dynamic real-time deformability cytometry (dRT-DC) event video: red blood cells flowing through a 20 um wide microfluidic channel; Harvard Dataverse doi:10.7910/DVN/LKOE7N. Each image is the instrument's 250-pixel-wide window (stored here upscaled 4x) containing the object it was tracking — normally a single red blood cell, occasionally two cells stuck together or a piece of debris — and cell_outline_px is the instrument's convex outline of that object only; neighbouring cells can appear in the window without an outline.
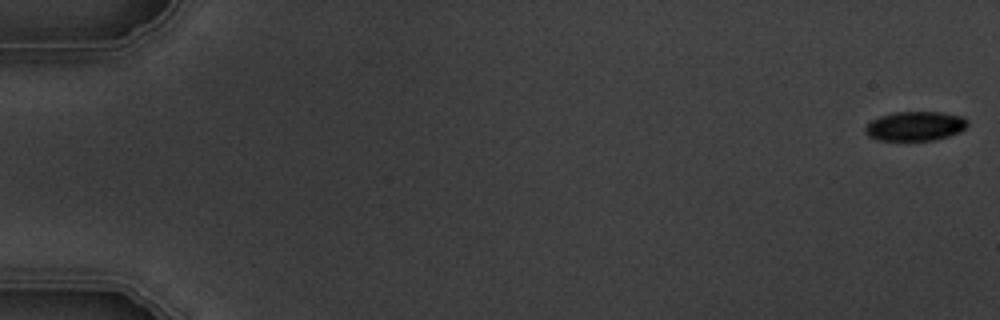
{"species": "common noctule bat (a hibernating species)", "species_latin": "Nyctalus noctula", "temperature_condition": "warm", "stored_images_in_passage": 6, "camera_frame_rate_fps": 3000, "um_per_image_px": 0.085, "animal": {"sex": "male", "body_mass_g": 19.5, "forearm_length_mm": 54.6}, "frame": {"image": 1, "passage_image": 1, "time_ms": 0.0, "image_size_px": [1000, 320], "cell_outline_px": [[968, 124], [960, 132], [948, 136], [932, 140], [880, 140], [868, 136], [864, 128], [872, 120], [880, 116], [892, 112], [940, 112], [964, 116], [968, 120]], "centroid_in_image_um": [77.81, 10.71], "position_along_channel_um": 7.2, "area_um2": 17.46}}
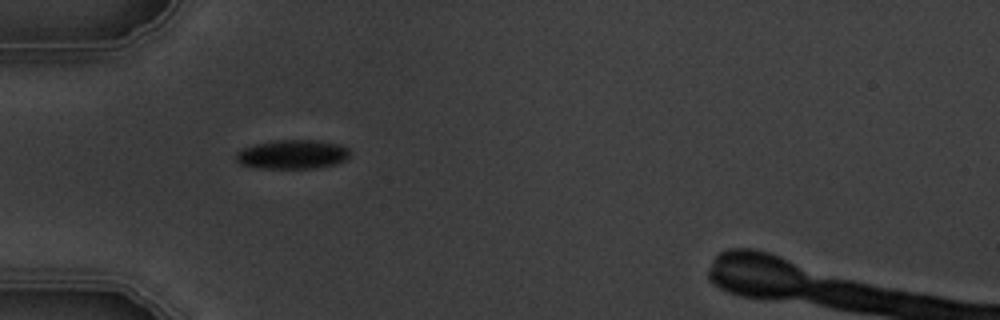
{"frame": {"image": 2, "passage_image": 5, "time_ms": 5.667, "image_size_px": [1000, 320], "cell_outline_px": [[348, 156], [344, 160], [336, 164], [316, 168], [260, 168], [240, 164], [236, 160], [236, 152], [244, 148], [256, 144], [276, 140], [312, 140], [340, 144], [348, 148]], "centroid_in_image_um": [24.85, 13.12], "position_along_channel_um": 60.2, "area_um2": 19.13}}
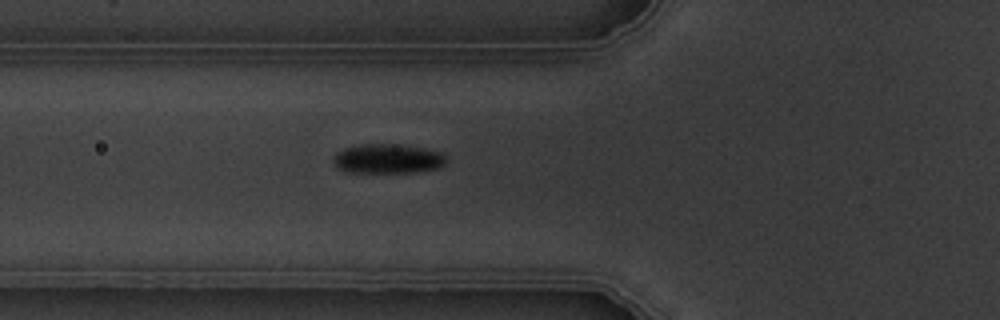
{"frame": {"image": 3, "passage_image": 6, "time_ms": 6.667, "image_size_px": [1000, 320], "cell_outline_px": [[448, 160], [440, 168], [412, 172], [348, 172], [340, 168], [332, 160], [332, 156], [336, 152], [344, 148], [360, 144], [392, 144], [424, 148], [440, 152], [448, 156]], "centroid_in_image_um": [32.98, 13.48], "position_along_channel_um": 92.8, "area_um2": 19.42}}